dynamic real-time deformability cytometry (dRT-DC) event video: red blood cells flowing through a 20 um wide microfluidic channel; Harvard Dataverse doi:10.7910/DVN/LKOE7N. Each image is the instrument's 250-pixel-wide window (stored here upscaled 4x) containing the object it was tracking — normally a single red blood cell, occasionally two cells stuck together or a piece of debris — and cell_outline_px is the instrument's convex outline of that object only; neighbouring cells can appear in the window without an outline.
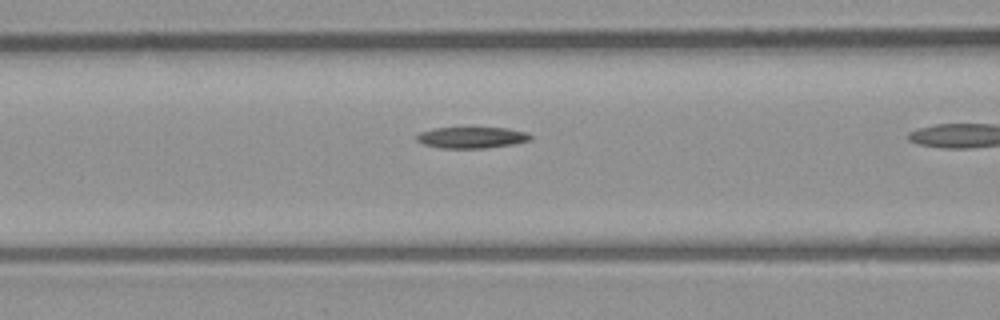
{"species": "common noctule bat (a hibernating species)", "species_latin": "Nyctalus noctula", "temperature_condition": "room temperature", "stored_images_in_passage": 13, "camera_frame_rate_fps": 3000, "um_per_image_px": 0.085, "animal": {"sex": "male", "body_mass_g": 23.1, "forearm_length_mm": 52.7}, "frame": {"image": 1, "passage_image": 8, "time_ms": 2.333, "image_size_px": [1000, 320], "cell_outline_px": [[532, 140], [512, 144], [488, 148], [440, 148], [424, 144], [416, 140], [416, 136], [420, 132], [436, 128], [508, 128], [528, 132], [532, 136]], "centroid_in_image_um": [40.13, 11.69], "position_along_channel_um": 126.5, "area_um2": 14.1}}
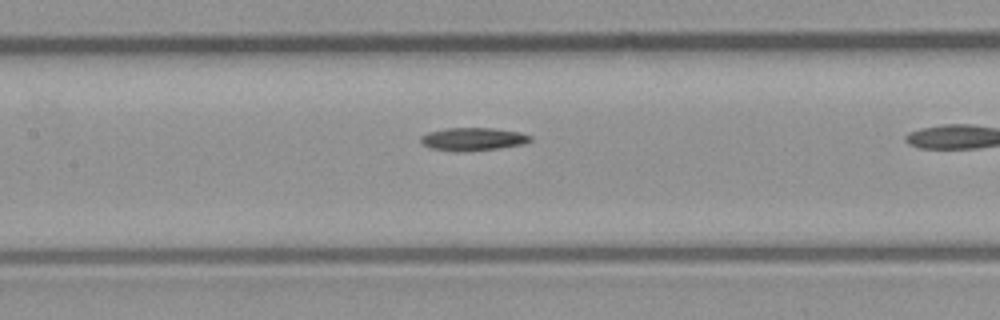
{"frame": {"image": 2, "passage_image": 11, "time_ms": 3.333, "image_size_px": [1000, 320], "cell_outline_px": [[532, 140], [524, 144], [496, 148], [432, 148], [424, 144], [420, 140], [420, 136], [428, 132], [444, 128], [492, 128], [520, 132], [532, 136]], "centroid_in_image_um": [40.27, 11.75], "position_along_channel_um": 167.1, "area_um2": 13.64}}